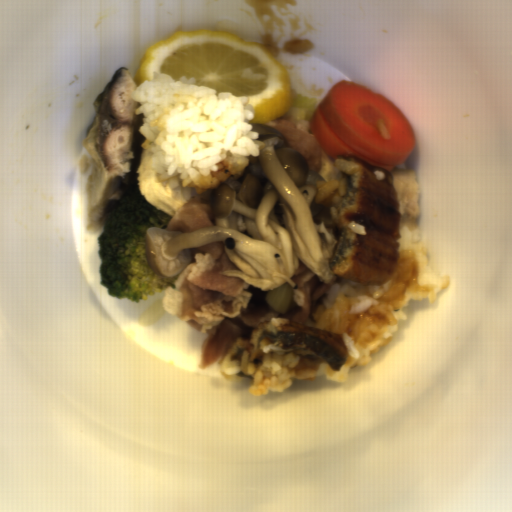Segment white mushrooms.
I'll return each mask as SVG.
<instances>
[{
  "label": "white mushrooms",
  "instance_id": "obj_1",
  "mask_svg": "<svg viewBox=\"0 0 512 512\" xmlns=\"http://www.w3.org/2000/svg\"><path fill=\"white\" fill-rule=\"evenodd\" d=\"M252 124L264 142L258 156L249 157L239 177L212 189V227L190 232L148 227L146 264L162 276H178L191 262L193 249L223 243L237 267L220 272L261 290L283 284L294 289V274L305 265L324 283L339 276L331 271L338 245V222L323 204L311 203L320 176L304 153L265 123Z\"/></svg>",
  "mask_w": 512,
  "mask_h": 512
}]
</instances>
